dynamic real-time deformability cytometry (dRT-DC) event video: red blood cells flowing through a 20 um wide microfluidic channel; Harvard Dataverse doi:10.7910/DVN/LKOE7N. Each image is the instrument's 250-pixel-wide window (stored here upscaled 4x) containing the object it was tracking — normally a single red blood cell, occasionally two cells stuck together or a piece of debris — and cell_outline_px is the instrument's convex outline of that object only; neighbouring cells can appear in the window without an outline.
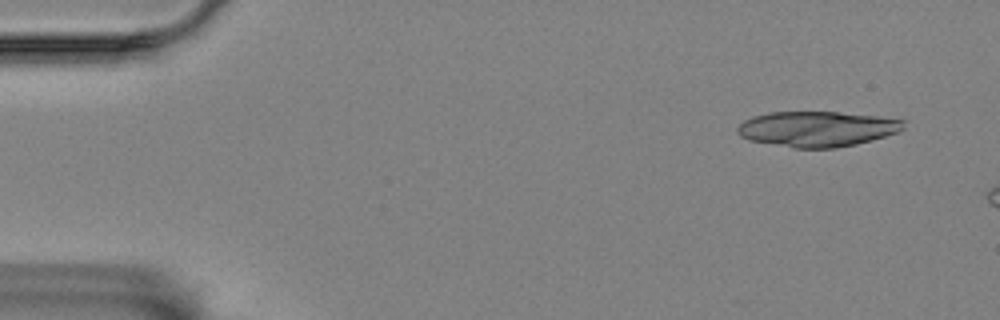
{"species": "Egyptian fruit bat (a non-hibernating species)", "species_latin": "Rousettus aegyptiacus", "temperature_condition": "room temperature", "stored_images_in_passage": 10, "camera_frame_rate_fps": 3000, "um_per_image_px": 0.085, "animal": {"sex": "female"}, "frame": {"image": 1, "passage_image": 1, "time_ms": 0.0, "image_size_px": [1000, 320], "cell_outline_px": [[904, 128], [900, 132], [872, 140], [856, 144], [836, 148], [796, 148], [748, 140], [740, 136], [736, 132], [736, 128], [744, 120], [752, 116], [768, 112], [836, 112], [876, 116], [904, 120]], "centroid_in_image_um": [69.43, 10.96], "position_along_channel_um": 15.6, "area_um2": 34.33}}